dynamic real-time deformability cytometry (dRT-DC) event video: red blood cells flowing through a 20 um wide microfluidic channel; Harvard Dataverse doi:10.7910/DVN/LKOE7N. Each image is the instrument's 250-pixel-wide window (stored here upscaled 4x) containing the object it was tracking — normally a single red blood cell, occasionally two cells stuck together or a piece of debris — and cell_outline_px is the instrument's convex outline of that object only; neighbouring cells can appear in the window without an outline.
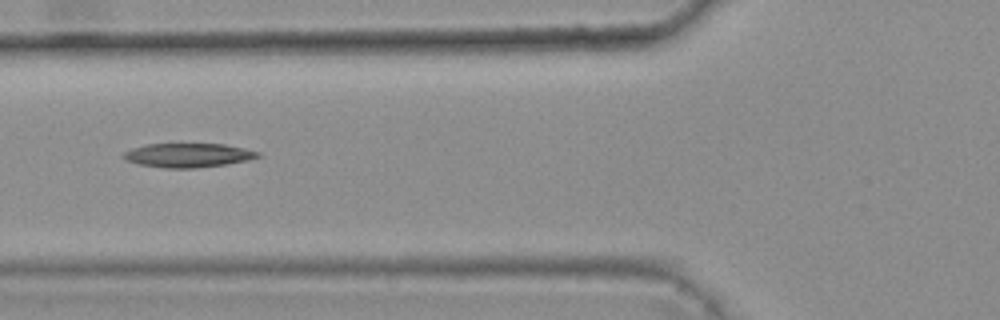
{"species": "common noctule bat (a hibernating species)", "species_latin": "Nyctalus noctula", "temperature_condition": "warm", "stored_images_in_passage": 6, "camera_frame_rate_fps": 3000, "um_per_image_px": 0.085, "animal": {"sex": "female", "body_mass_g": 25.1}, "frame": {"image": 1, "passage_image": 6, "time_ms": 1.667, "image_size_px": [1000, 320], "cell_outline_px": [[264, 156], [248, 160], [228, 164], [196, 168], [164, 168], [140, 164], [128, 160], [120, 156], [124, 152], [132, 148], [148, 144], [224, 144], [244, 148], [260, 152]], "centroid_in_image_um": [16.04, 13.2], "position_along_channel_um": 109.8, "area_um2": 18.9}}